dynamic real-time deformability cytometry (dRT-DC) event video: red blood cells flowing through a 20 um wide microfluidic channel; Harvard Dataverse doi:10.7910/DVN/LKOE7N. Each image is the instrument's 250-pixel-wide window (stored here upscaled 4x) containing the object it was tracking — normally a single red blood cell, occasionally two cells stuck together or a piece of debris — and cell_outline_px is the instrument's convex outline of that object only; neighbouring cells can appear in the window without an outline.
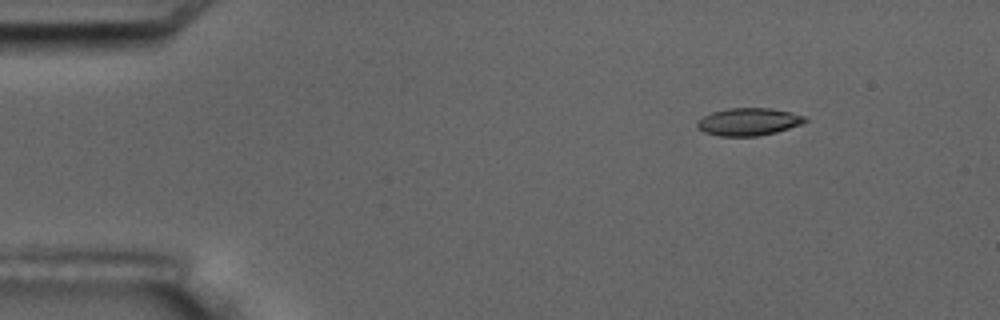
{"species": "common noctule bat (a hibernating species)", "species_latin": "Nyctalus noctula", "temperature_condition": "room temperature", "stored_images_in_passage": 7, "camera_frame_rate_fps": 3000, "um_per_image_px": 0.085, "animal": {"sex": "male", "body_mass_g": 17.5, "forearm_length_mm": 52.3}, "frame": {"image": 1, "passage_image": 3, "time_ms": 2.333, "image_size_px": [1000, 320], "cell_outline_px": [[808, 120], [800, 124], [776, 132], [756, 136], [720, 136], [704, 132], [696, 128], [696, 120], [712, 112], [728, 108], [772, 108], [792, 112], [808, 116]], "centroid_in_image_um": [63.62, 10.34], "position_along_channel_um": 21.4, "area_um2": 17.46}}
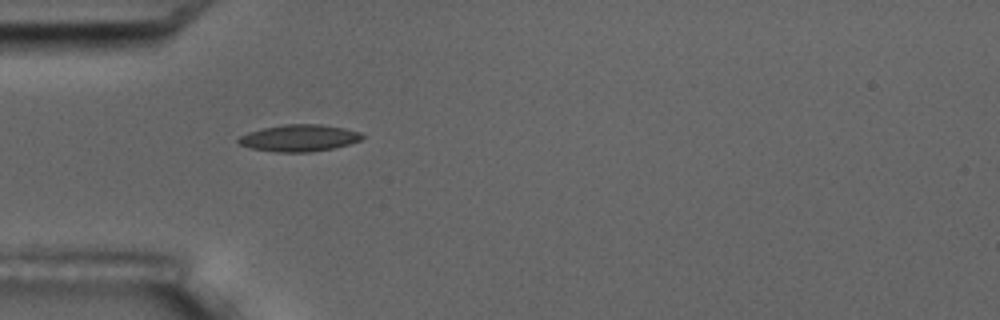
{"frame": {"image": 2, "passage_image": 6, "time_ms": 5.667, "image_size_px": [1000, 320], "cell_outline_px": [[364, 136], [360, 140], [348, 144], [332, 148], [308, 152], [276, 152], [252, 148], [240, 144], [236, 140], [240, 136], [248, 132], [264, 128], [284, 124], [320, 124], [344, 128], [360, 132]], "centroid_in_image_um": [25.42, 11.72], "position_along_channel_um": 59.6, "area_um2": 19.13}}